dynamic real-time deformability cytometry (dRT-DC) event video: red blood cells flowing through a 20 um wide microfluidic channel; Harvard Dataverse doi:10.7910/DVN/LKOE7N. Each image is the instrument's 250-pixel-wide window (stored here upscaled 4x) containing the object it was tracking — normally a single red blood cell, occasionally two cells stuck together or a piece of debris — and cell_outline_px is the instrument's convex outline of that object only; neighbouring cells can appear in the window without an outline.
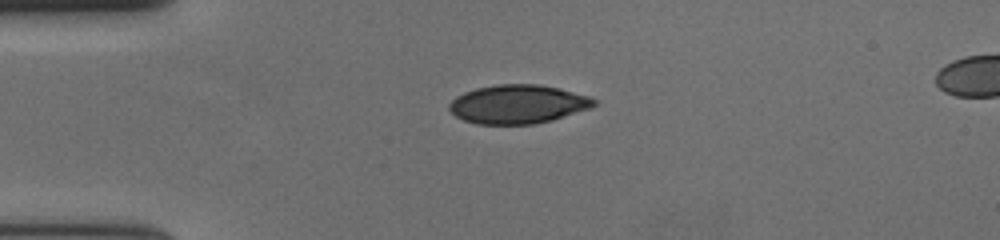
{"species": "human", "species_latin": "Homo sapiens", "temperature_condition": "cold", "stored_images_in_passage": 44, "camera_frame_rate_fps": 3000, "um_per_image_px": 0.085, "donor": {"sex": "female"}, "frame": {"image": 1, "passage_image": 1, "time_ms": 0.0, "image_size_px": [1000, 240], "cell_outline_px": [[600, 100], [592, 108], [552, 120], [532, 124], [476, 124], [464, 120], [456, 116], [448, 108], [448, 104], [456, 96], [464, 92], [476, 88], [496, 84], [540, 84], [560, 88], [592, 96]], "centroid_in_image_um": [44.07, 8.84], "position_along_channel_um": 40.9, "area_um2": 33.12}}
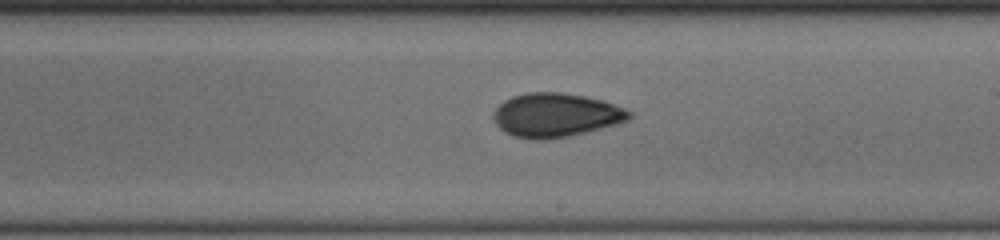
{"frame": {"image": 2, "passage_image": 20, "time_ms": 6.333, "image_size_px": [1000, 240], "cell_outline_px": [[632, 116], [628, 120], [616, 124], [568, 136], [544, 140], [532, 140], [512, 136], [504, 132], [496, 124], [492, 116], [492, 112], [504, 100], [512, 96], [528, 92], [560, 92], [584, 96], [600, 100], [628, 108], [632, 112]], "centroid_in_image_um": [47.22, 9.78], "position_along_channel_um": 241.8, "area_um2": 34.85}}
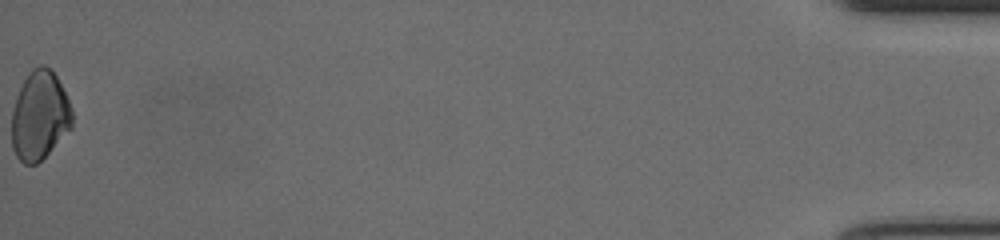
{"frame": {"image": 3, "passage_image": 44, "time_ms": 14.333, "image_size_px": [1000, 240], "cell_outline_px": [[72, 128], [36, 164], [24, 164], [16, 156], [12, 148], [12, 112], [16, 96], [28, 72], [32, 68], [40, 64], [44, 64], [56, 76], [72, 108]], "centroid_in_image_um": [3.36, 9.82], "position_along_channel_um": 431.8, "area_um2": 31.15}, "authors_computed_cell_mechanics": {"area_um2": 33.2061, "velocity_mm_per_s": 3.6541, "shape_relaxation_time_tau1_ms": 4.9648, "shape_relaxation_time_tau2_ms": 2.7994, "deformation_change_tau1": 0.1048, "deformation_change_tau2": 0.055}}